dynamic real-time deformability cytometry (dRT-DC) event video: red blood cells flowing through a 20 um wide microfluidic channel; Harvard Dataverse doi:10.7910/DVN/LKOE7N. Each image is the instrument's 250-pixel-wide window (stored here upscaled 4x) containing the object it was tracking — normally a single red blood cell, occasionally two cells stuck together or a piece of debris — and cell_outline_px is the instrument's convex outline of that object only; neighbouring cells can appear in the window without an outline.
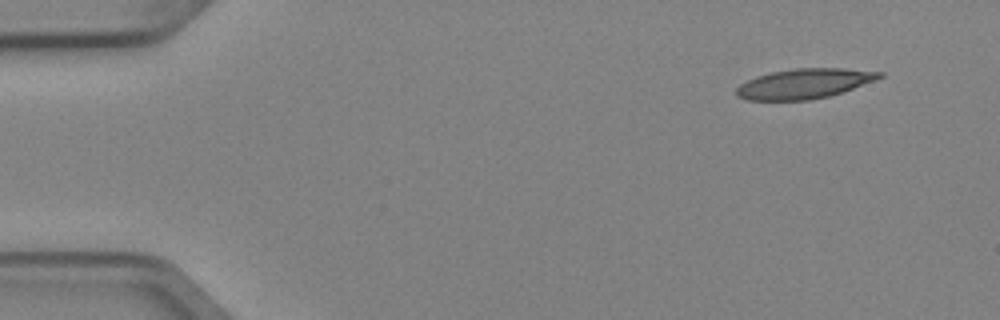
{"species": "Egyptian fruit bat (a non-hibernating species)", "species_latin": "Rousettus aegyptiacus", "temperature_condition": "cold", "stored_images_in_passage": 5, "camera_frame_rate_fps": 3000, "um_per_image_px": 0.085, "animal": {"sex": "female"}, "frame": {"image": 1, "passage_image": 1, "time_ms": 0.0, "image_size_px": [1000, 320], "cell_outline_px": [[884, 76], [876, 80], [844, 92], [828, 96], [808, 100], [748, 100], [736, 96], [736, 88], [740, 84], [756, 76], [772, 72], [796, 68], [844, 68], [884, 72]], "centroid_in_image_um": [68.39, 7.11], "position_along_channel_um": 16.6, "area_um2": 25.03}}
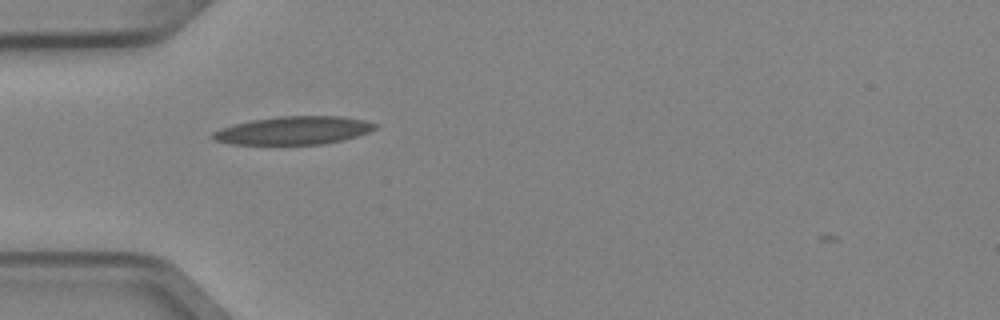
{"frame": {"image": 2, "passage_image": 4, "time_ms": 1.0, "image_size_px": [1000, 320], "cell_outline_px": [[380, 124], [376, 128], [368, 132], [344, 140], [324, 144], [232, 144], [216, 140], [212, 136], [212, 132], [220, 128], [252, 120], [280, 116], [340, 116], [364, 120]], "centroid_in_image_um": [25.0, 11.08], "position_along_channel_um": 60.0, "area_um2": 26.47}}
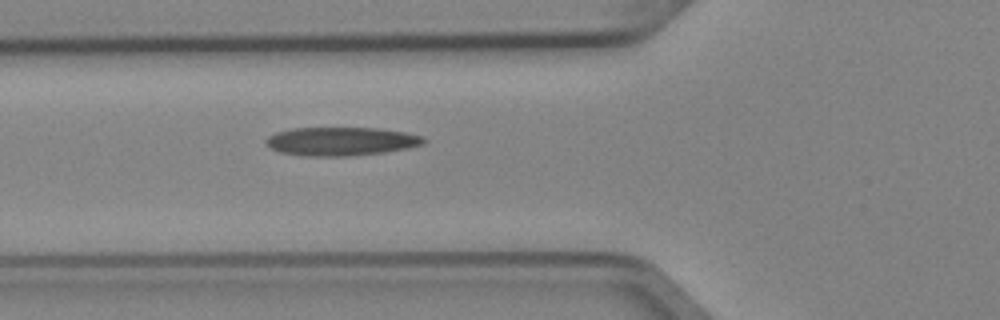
{"frame": {"image": 3, "passage_image": 5, "time_ms": 1.333, "image_size_px": [1000, 320], "cell_outline_px": [[428, 140], [424, 144], [408, 148], [384, 152], [352, 156], [304, 156], [280, 152], [272, 148], [264, 140], [268, 136], [276, 132], [292, 128], [376, 128], [404, 132], [424, 136]], "centroid_in_image_um": [29.02, 12.01], "position_along_channel_um": 96.8, "area_um2": 26.3}}